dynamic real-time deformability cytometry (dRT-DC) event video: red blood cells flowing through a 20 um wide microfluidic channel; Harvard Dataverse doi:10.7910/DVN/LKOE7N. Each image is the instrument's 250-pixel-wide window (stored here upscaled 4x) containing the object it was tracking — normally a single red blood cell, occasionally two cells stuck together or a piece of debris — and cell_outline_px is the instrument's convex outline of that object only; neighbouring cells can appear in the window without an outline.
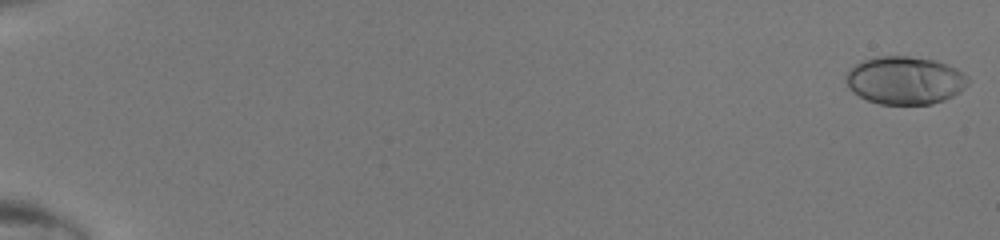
{"species": "human", "species_latin": "Homo sapiens", "temperature_condition": "room temperature", "stored_images_in_passage": 49, "camera_frame_rate_fps": 3000, "um_per_image_px": 0.085, "donor": {"sex": "male"}, "frame": {"image": 1, "passage_image": 1, "time_ms": 0.0, "image_size_px": [1000, 240], "cell_outline_px": [[968, 84], [960, 92], [944, 100], [932, 104], [880, 104], [868, 100], [852, 92], [848, 88], [844, 80], [844, 76], [856, 64], [864, 60], [876, 56], [908, 56], [932, 60], [956, 68], [968, 76]], "centroid_in_image_um": [76.9, 6.84], "position_along_channel_um": 8.1, "area_um2": 34.04}}
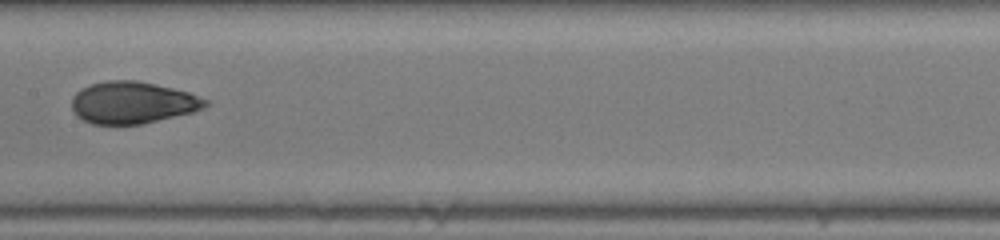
{"frame": {"image": 2, "passage_image": 28, "time_ms": 9.0, "image_size_px": [1000, 240], "cell_outline_px": [[208, 104], [204, 108], [192, 112], [140, 124], [92, 124], [76, 116], [72, 108], [72, 96], [80, 88], [88, 84], [108, 80], [136, 80], [156, 84], [188, 92], [208, 100]], "centroid_in_image_um": [11.23, 8.71], "position_along_channel_um": 196.2, "area_um2": 32.66}}
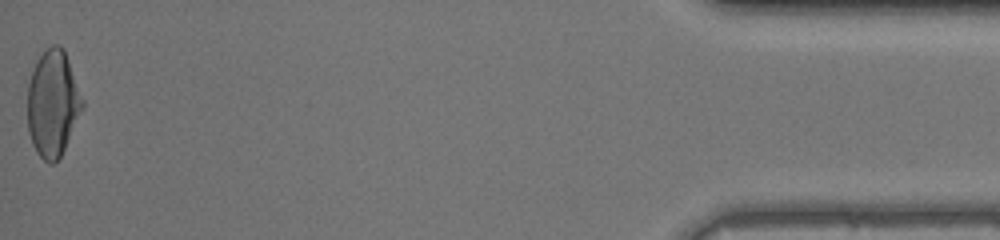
{"frame": {"image": 3, "passage_image": 49, "time_ms": 16.0, "image_size_px": [1000, 240], "cell_outline_px": [[84, 104], [64, 148], [60, 156], [52, 164], [44, 160], [36, 152], [32, 144], [28, 132], [28, 84], [36, 60], [52, 44], [60, 44], [64, 48], [84, 100]], "centroid_in_image_um": [4.48, 8.76], "position_along_channel_um": 430.7, "area_um2": 33.76}}